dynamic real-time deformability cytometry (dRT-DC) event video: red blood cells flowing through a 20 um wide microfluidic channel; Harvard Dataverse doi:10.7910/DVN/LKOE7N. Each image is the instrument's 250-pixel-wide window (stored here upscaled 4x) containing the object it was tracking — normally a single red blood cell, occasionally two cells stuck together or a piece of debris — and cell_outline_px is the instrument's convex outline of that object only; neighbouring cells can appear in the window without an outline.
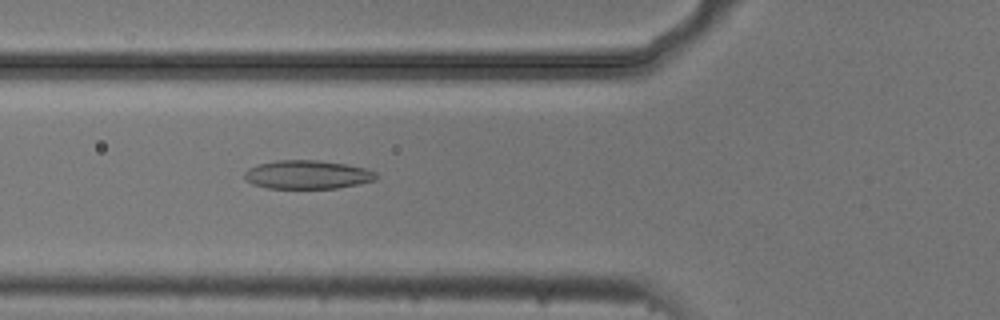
{"species": "common noctule bat (a hibernating species)", "species_latin": "Nyctalus noctula", "temperature_condition": "cold", "stored_images_in_passage": 3, "camera_frame_rate_fps": 3000, "um_per_image_px": 0.085, "animal": {"sex": "male", "body_mass_g": 20.5, "forearm_length_mm": 52.5}, "frame": {"image": 1, "passage_image": 3, "time_ms": 0.667, "image_size_px": [1000, 320], "cell_outline_px": [[376, 180], [336, 188], [268, 188], [252, 184], [244, 176], [244, 172], [248, 168], [256, 164], [276, 160], [320, 160], [348, 164], [368, 168], [376, 172]], "centroid_in_image_um": [26.13, 14.83], "position_along_channel_um": 99.7, "area_um2": 22.08}}